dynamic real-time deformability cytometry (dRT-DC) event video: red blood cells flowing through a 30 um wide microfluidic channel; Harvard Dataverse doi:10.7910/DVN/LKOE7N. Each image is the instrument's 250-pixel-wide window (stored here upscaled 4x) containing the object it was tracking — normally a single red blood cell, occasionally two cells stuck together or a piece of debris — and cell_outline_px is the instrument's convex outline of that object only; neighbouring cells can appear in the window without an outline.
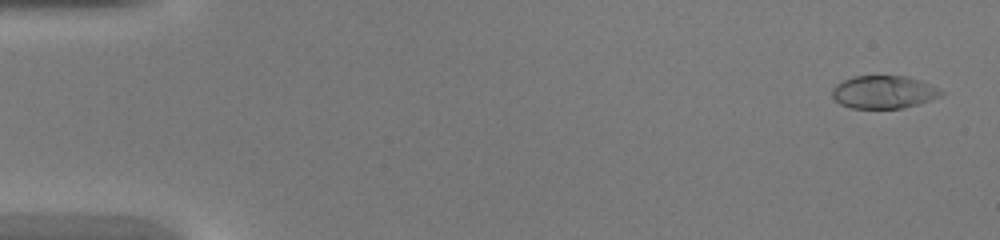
{"species": "common noctule bat (a hibernating species)", "species_latin": "Nyctalus noctula", "temperature_condition": "warm", "stored_images_in_passage": 9, "camera_frame_rate_fps": 3000, "um_per_image_px": 0.085, "animal": {"sex": "female", "body_mass_g": 20.0, "forearm_length_mm": 54.0}, "frame": {"image": 1, "passage_image": 2, "time_ms": 0.333, "image_size_px": [1000, 240], "cell_outline_px": [[944, 92], [940, 96], [920, 104], [904, 108], [852, 108], [840, 104], [832, 96], [832, 88], [836, 84], [852, 76], [908, 76], [920, 80], [940, 88]], "centroid_in_image_um": [75.13, 7.82], "position_along_channel_um": 9.9, "area_um2": 20.98}}